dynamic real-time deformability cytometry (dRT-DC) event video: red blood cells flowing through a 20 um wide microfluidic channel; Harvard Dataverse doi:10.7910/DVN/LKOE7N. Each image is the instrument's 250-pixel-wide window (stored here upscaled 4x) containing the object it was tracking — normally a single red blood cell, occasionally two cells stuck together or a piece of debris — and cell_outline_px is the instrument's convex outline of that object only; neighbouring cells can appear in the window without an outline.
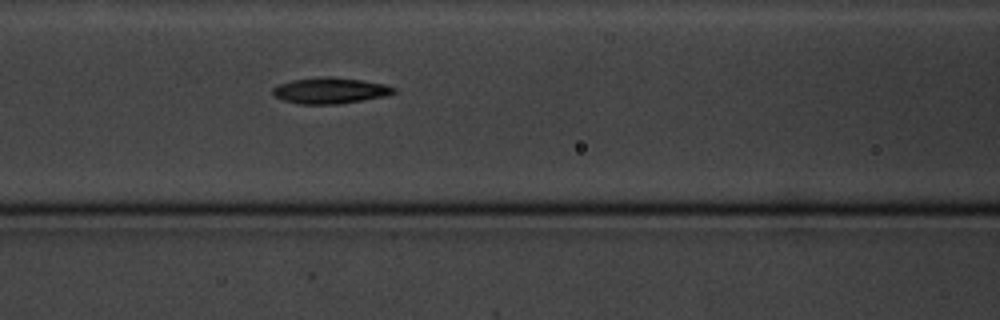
{"species": "common noctule bat (a hibernating species)", "species_latin": "Nyctalus noctula", "temperature_condition": "cold", "stored_images_in_passage": 4, "camera_frame_rate_fps": 3000, "um_per_image_px": 0.085, "animal": {"sex": "male", "body_mass_g": 20.1, "forearm_length_mm": 53.5}, "frame": {"image": 1, "passage_image": 4, "time_ms": 4.333, "image_size_px": [1000, 320], "cell_outline_px": [[396, 92], [384, 96], [364, 100], [340, 104], [300, 104], [284, 100], [276, 96], [272, 92], [272, 88], [280, 84], [292, 80], [320, 76], [328, 76], [364, 80], [384, 84], [396, 88]], "centroid_in_image_um": [28.08, 7.69], "position_along_channel_um": 138.5, "area_um2": 18.38}}